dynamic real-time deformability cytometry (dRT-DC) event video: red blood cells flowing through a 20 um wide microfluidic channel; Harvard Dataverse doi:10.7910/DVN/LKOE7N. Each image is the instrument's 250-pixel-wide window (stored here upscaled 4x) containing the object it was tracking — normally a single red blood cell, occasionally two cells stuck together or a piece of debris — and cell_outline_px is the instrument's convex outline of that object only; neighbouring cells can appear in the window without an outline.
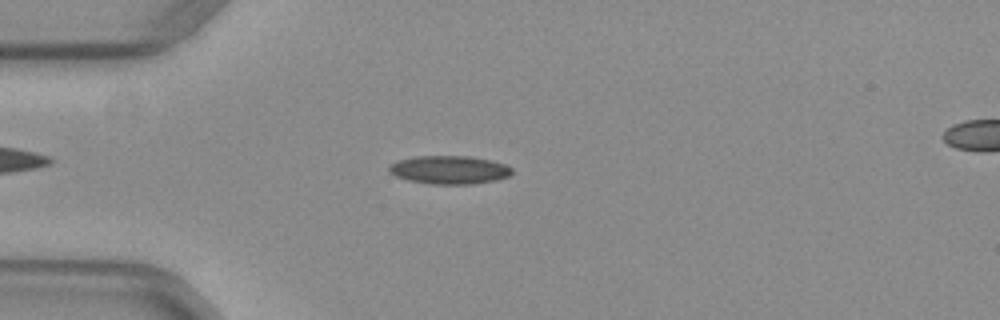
{"species": "common noctule bat (a hibernating species)", "species_latin": "Nyctalus noctula", "temperature_condition": "warm", "stored_images_in_passage": 47, "camera_frame_rate_fps": 3000, "um_per_image_px": 0.085, "animal": {"sex": "female", "body_mass_g": 29.2, "forearm_length_mm": 56.3}, "frame": {"image": 1, "passage_image": 9, "time_ms": 2.667, "image_size_px": [1000, 320], "cell_outline_px": [[512, 172], [508, 176], [496, 180], [472, 184], [432, 184], [408, 180], [396, 176], [388, 172], [388, 164], [396, 160], [416, 156], [472, 156], [504, 164], [512, 168]], "centroid_in_image_um": [38.14, 14.43], "position_along_channel_um": 46.9, "area_um2": 20.35}}
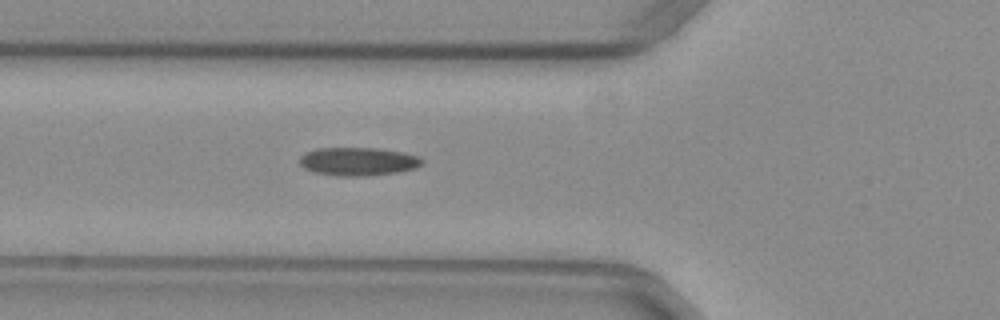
{"frame": {"image": 2, "passage_image": 14, "time_ms": 4.333, "image_size_px": [1000, 320], "cell_outline_px": [[424, 164], [416, 168], [396, 172], [368, 176], [336, 176], [312, 172], [304, 168], [300, 164], [300, 156], [304, 152], [316, 148], [376, 148], [404, 152], [416, 156], [424, 160]], "centroid_in_image_um": [30.42, 13.73], "position_along_channel_um": 95.4, "area_um2": 20.4}}
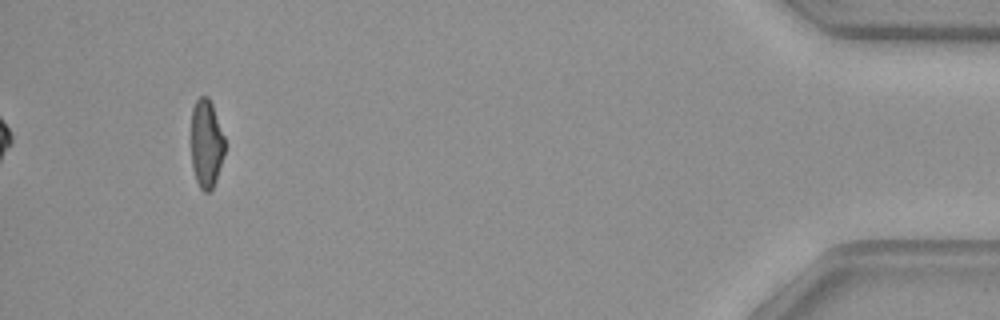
{"frame": {"image": 3, "passage_image": 44, "time_ms": 14.333, "image_size_px": [1000, 320], "cell_outline_px": [[224, 152], [216, 180], [212, 188], [208, 192], [204, 192], [200, 188], [196, 180], [192, 168], [192, 108], [196, 100], [200, 96], [208, 96], [212, 104], [224, 136]], "centroid_in_image_um": [17.53, 12.2], "position_along_channel_um": 417.7, "area_um2": 17.11}, "authors_computed_cell_mechanics": {"area_um2": 19.074, "velocity_mm_per_s": 3.9738, "shape_relaxation_time_tau1_ms": null, "shape_relaxation_time_tau2_ms": 2.644, "deformation_change_tau1": null, "deformation_change_tau2": 0.094}}